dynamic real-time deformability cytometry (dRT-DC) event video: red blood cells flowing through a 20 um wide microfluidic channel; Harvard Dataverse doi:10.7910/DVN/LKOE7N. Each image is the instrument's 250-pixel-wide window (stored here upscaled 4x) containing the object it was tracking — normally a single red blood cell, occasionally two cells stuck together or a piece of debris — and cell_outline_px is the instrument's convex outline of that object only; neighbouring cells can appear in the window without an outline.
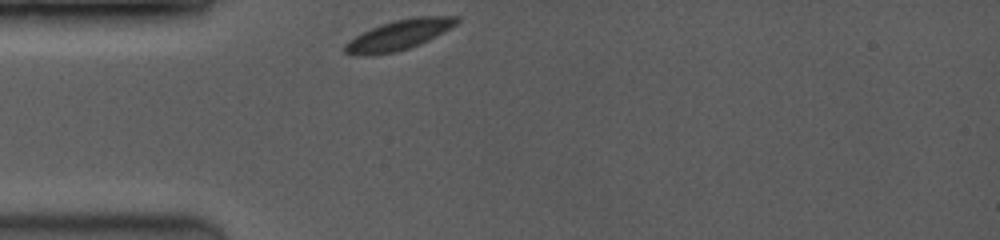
{"species": "common noctule bat (a hibernating species)", "species_latin": "Nyctalus noctula", "temperature_condition": "room temperature", "stored_images_in_passage": 34, "camera_frame_rate_fps": 3500, "um_per_image_px": 0.085, "animal": {"sex": "female", "body_mass_g": 19.0, "forearm_length_mm": 53.3}, "frame": {"image": 1, "passage_image": 1, "time_ms": 0.0, "image_size_px": [1000, 240], "cell_outline_px": [[460, 20], [456, 24], [436, 36], [420, 44], [396, 52], [372, 56], [352, 56], [344, 52], [344, 44], [348, 40], [372, 28], [396, 20], [416, 16], [460, 16]], "centroid_in_image_um": [33.88, 2.99], "position_along_channel_um": 51.1, "area_um2": 19.54}}
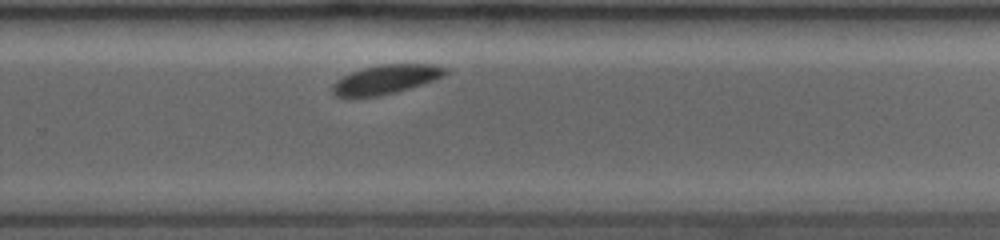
{"frame": {"image": 2, "passage_image": 24, "time_ms": 6.571, "image_size_px": [1000, 240], "cell_outline_px": [[448, 72], [444, 76], [436, 80], [424, 84], [396, 92], [380, 96], [352, 100], [344, 100], [336, 96], [332, 92], [332, 84], [336, 80], [352, 72], [364, 68], [380, 64], [436, 64], [448, 68]], "centroid_in_image_um": [32.77, 6.79], "position_along_channel_um": 297.0, "area_um2": 19.94}}
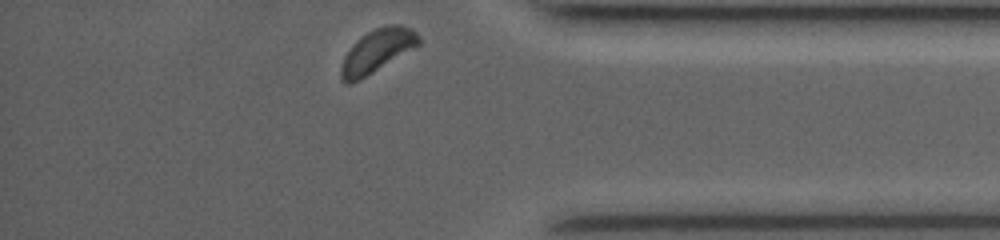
{"frame": {"image": 3, "passage_image": 34, "time_ms": 9.429, "image_size_px": [1000, 240], "cell_outline_px": [[420, 44], [360, 80], [348, 84], [344, 84], [340, 76], [340, 68], [344, 56], [356, 40], [368, 32], [376, 28], [388, 24], [400, 24], [412, 28], [420, 36]], "centroid_in_image_um": [32.04, 4.32], "position_along_channel_um": 403.2, "area_um2": 19.48}, "authors_computed_cell_mechanics": {"area_um2": 19.7387, "velocity_mm_per_s": 3.8959, "shape_relaxation_time_tau1_ms": 0.9526, "shape_relaxation_time_tau2_ms": null, "deformation_change_tau1": 0.0441, "deformation_change_tau2": null}}